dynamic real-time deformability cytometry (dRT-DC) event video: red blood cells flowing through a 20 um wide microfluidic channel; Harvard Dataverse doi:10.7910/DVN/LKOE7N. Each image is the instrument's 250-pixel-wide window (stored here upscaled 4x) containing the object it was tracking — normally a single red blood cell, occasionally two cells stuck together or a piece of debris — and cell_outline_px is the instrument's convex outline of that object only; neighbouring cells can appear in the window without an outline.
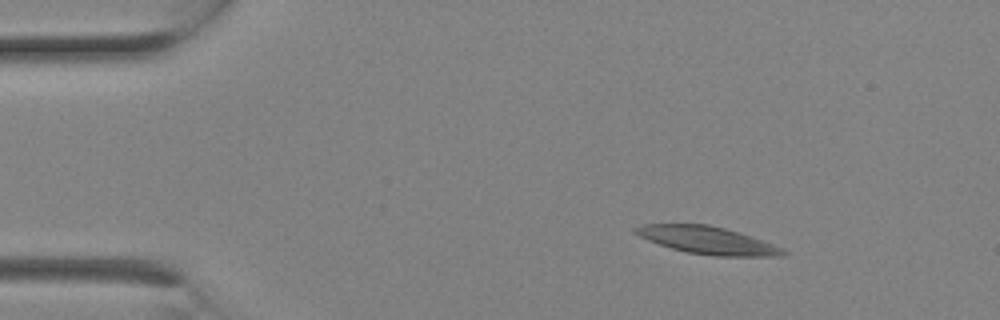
{"species": "Egyptian fruit bat (a non-hibernating species)", "species_latin": "Rousettus aegyptiacus", "temperature_condition": "room temperature", "stored_images_in_passage": 3, "camera_frame_rate_fps": 3000, "um_per_image_px": 0.085, "animal": {"sex": "female"}, "frame": {"image": 1, "passage_image": 2, "time_ms": 0.333, "image_size_px": [1000, 320], "cell_outline_px": [[788, 252], [784, 256], [716, 256], [688, 252], [672, 248], [648, 240], [632, 232], [632, 228], [640, 224], [708, 224], [740, 232], [784, 248]], "centroid_in_image_um": [60.14, 20.41], "position_along_channel_um": 24.9, "area_um2": 23.64}}
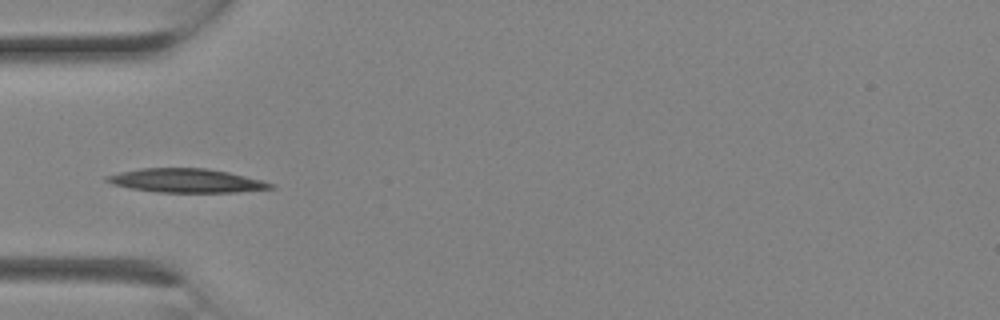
{"frame": {"image": 2, "passage_image": 3, "time_ms": 0.667, "image_size_px": [1000, 320], "cell_outline_px": [[276, 188], [236, 192], [160, 192], [128, 188], [112, 184], [104, 180], [104, 176], [120, 172], [140, 168], [204, 168], [228, 172], [276, 184]], "centroid_in_image_um": [15.81, 15.35], "position_along_channel_um": 69.2, "area_um2": 22.72}}